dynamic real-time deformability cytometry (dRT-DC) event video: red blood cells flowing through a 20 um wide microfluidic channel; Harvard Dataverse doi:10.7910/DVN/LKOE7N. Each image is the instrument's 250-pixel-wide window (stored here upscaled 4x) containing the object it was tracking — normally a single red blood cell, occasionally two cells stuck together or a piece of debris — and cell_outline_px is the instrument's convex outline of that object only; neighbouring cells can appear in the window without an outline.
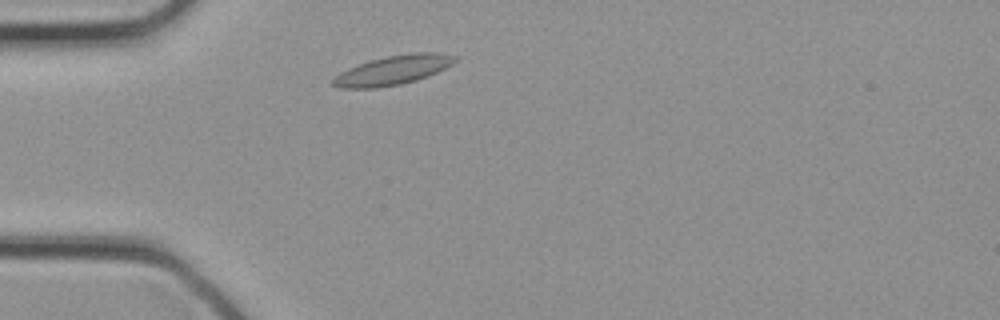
{"species": "common noctule bat (a hibernating species)", "species_latin": "Nyctalus noctula", "temperature_condition": "cold", "stored_images_in_passage": 27, "camera_frame_rate_fps": 3000, "um_per_image_px": 0.085, "animal": {"sex": "female", "body_mass_g": 21.9}, "frame": {"image": 1, "passage_image": 3, "time_ms": 0.667, "image_size_px": [1000, 320], "cell_outline_px": [[460, 60], [428, 76], [416, 80], [400, 84], [376, 88], [340, 88], [332, 84], [332, 80], [340, 72], [348, 68], [372, 60], [388, 56], [412, 52], [436, 52], [456, 56]], "centroid_in_image_um": [33.44, 5.96], "position_along_channel_um": 51.6, "area_um2": 20.63}}
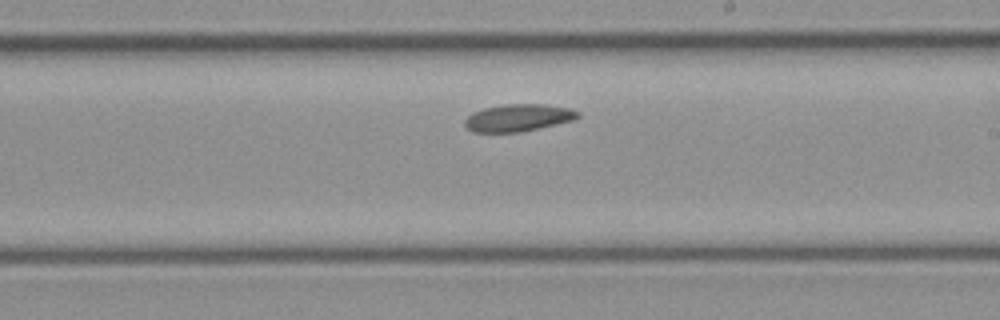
{"frame": {"image": 2, "passage_image": 13, "time_ms": 4.0, "image_size_px": [1000, 320], "cell_outline_px": [[580, 116], [576, 120], [520, 132], [472, 132], [464, 124], [464, 120], [472, 112], [484, 108], [504, 104], [544, 104], [568, 108], [580, 112]], "centroid_in_image_um": [44.06, 10.01], "position_along_channel_um": 244.9, "area_um2": 18.03}}
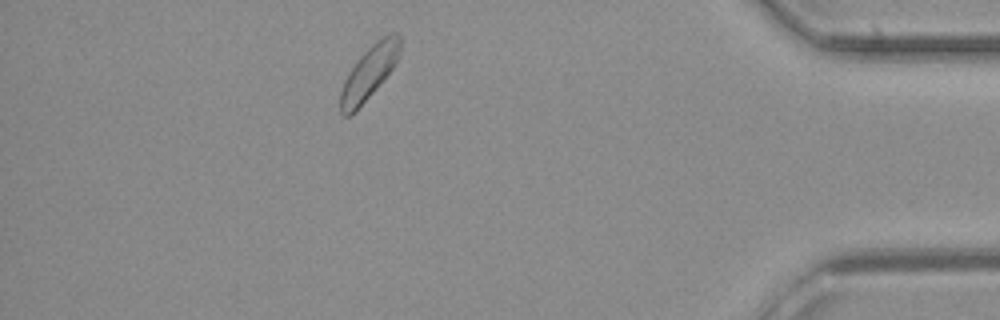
{"frame": {"image": 3, "passage_image": 23, "time_ms": 7.333, "image_size_px": [1000, 320], "cell_outline_px": [[400, 56], [392, 68], [372, 92], [348, 116], [344, 116], [340, 112], [340, 92], [344, 80], [356, 60], [376, 40], [388, 32], [396, 32], [400, 36]], "centroid_in_image_um": [31.38, 6.08], "position_along_channel_um": 403.8, "area_um2": 18.09}}